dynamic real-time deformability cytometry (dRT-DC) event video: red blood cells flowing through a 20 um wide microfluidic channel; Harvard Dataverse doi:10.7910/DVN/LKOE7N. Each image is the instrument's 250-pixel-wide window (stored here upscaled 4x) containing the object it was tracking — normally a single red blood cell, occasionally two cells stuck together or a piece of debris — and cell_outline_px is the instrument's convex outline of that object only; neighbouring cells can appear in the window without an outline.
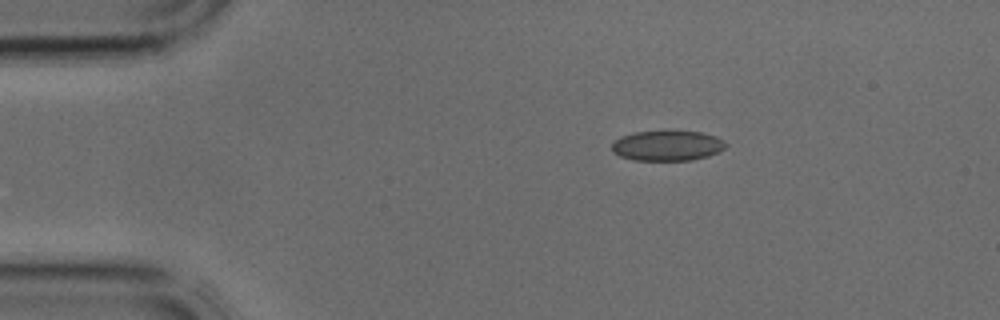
{"species": "common noctule bat (a hibernating species)", "species_latin": "Nyctalus noctula", "temperature_condition": "cold", "stored_images_in_passage": 3, "segment_of_instrument_passage": [1, 2], "camera_frame_rate_fps": 3000, "um_per_image_px": 0.085, "animal": {"sex": "male", "body_mass_g": 17.9, "forearm_length_mm": 54.2}, "frame": {"image": 1, "passage_image": 1, "time_ms": 0.0, "image_size_px": [1000, 320], "cell_outline_px": [[728, 144], [720, 152], [708, 156], [692, 160], [636, 160], [620, 156], [612, 152], [612, 140], [620, 136], [632, 132], [668, 128], [704, 132], [716, 136], [724, 140]], "centroid_in_image_um": [56.73, 12.32], "position_along_channel_um": 28.3, "area_um2": 21.15}}